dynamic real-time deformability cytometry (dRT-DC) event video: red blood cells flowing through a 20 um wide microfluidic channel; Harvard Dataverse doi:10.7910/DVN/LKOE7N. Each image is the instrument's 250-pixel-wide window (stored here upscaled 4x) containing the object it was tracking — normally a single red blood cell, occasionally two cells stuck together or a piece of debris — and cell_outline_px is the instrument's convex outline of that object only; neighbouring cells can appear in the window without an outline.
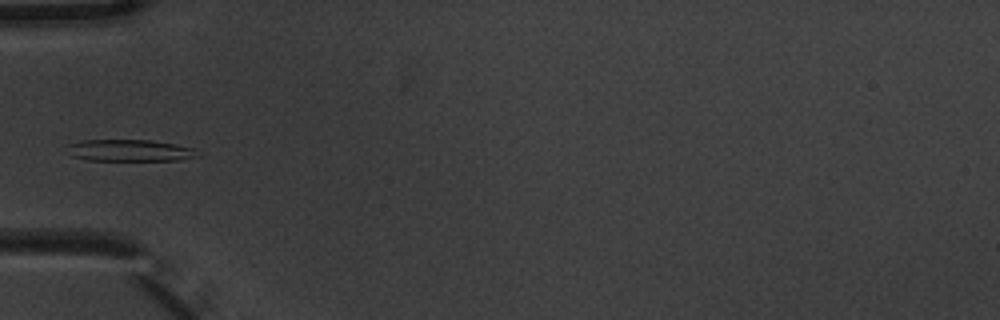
{"species": "common noctule bat (a hibernating species)", "species_latin": "Nyctalus noctula", "temperature_condition": "warm", "stored_images_in_passage": 7, "camera_frame_rate_fps": 3000, "um_per_image_px": 0.085, "animal": {"sex": "male", "body_mass_g": 20.1, "forearm_length_mm": 53.5}, "frame": {"image": 1, "passage_image": 7, "time_ms": 2.0, "image_size_px": [1000, 320], "cell_outline_px": [[196, 156], [180, 160], [88, 160], [72, 156], [68, 144], [80, 140], [152, 140], [176, 144], [192, 148]], "centroid_in_image_um": [10.99, 12.78], "position_along_channel_um": 74.0, "area_um2": 16.18}}